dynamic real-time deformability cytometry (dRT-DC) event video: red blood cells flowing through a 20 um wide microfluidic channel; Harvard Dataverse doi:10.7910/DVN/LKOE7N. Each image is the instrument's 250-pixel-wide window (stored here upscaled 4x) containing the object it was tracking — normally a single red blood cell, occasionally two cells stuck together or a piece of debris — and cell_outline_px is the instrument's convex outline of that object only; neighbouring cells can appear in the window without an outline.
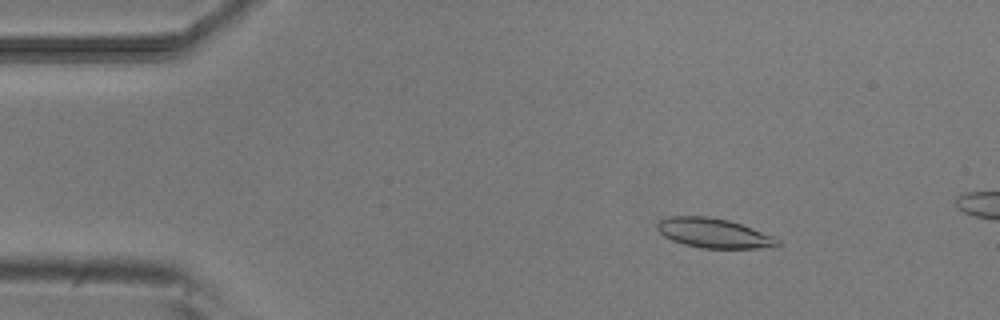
{"species": "common noctule bat (a hibernating species)", "species_latin": "Nyctalus noctula", "temperature_condition": "room temperature", "stored_images_in_passage": 53, "camera_frame_rate_fps": 3000, "um_per_image_px": 0.085, "animal": {"sex": "male", "body_mass_g": 20.5, "forearm_length_mm": 52.5}, "frame": {"image": 1, "passage_image": 8, "time_ms": 2.333, "image_size_px": [1000, 320], "cell_outline_px": [[780, 244], [772, 248], [704, 248], [684, 244], [672, 240], [664, 236], [656, 228], [656, 224], [660, 220], [668, 216], [708, 216], [728, 220], [752, 228], [772, 236], [780, 240]], "centroid_in_image_um": [60.66, 19.81], "position_along_channel_um": 24.3, "area_um2": 20.69}}
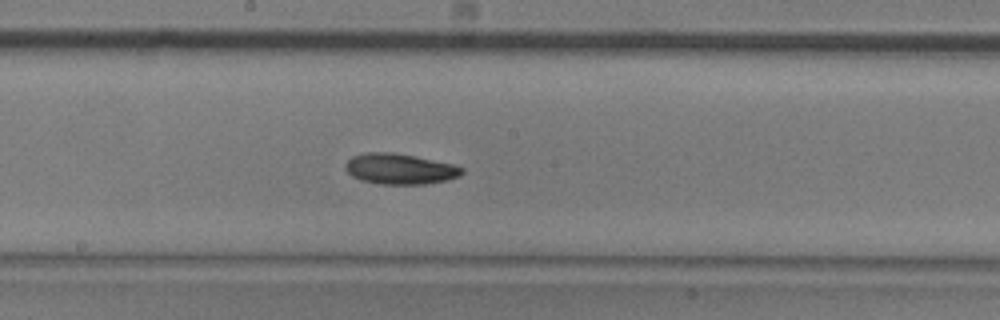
{"frame": {"image": 2, "passage_image": 28, "time_ms": 9.0, "image_size_px": [1000, 320], "cell_outline_px": [[464, 172], [460, 176], [444, 180], [424, 184], [380, 184], [360, 180], [352, 176], [344, 168], [348, 160], [352, 156], [364, 152], [392, 152], [416, 156], [452, 164], [464, 168]], "centroid_in_image_um": [33.97, 14.35], "position_along_channel_um": 214.2, "area_um2": 20.81}}
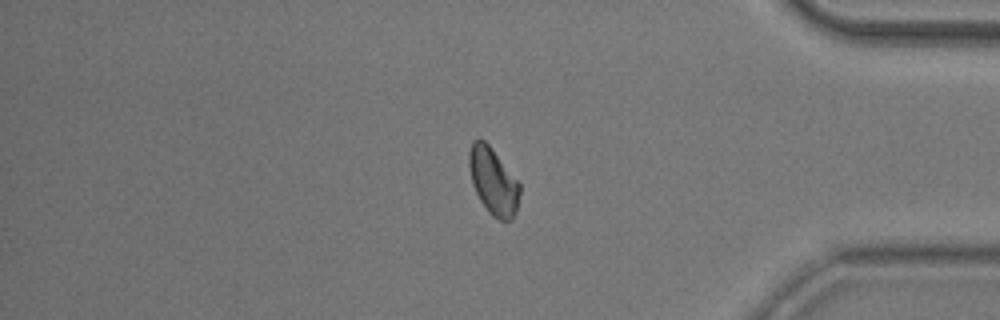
{"frame": {"image": 3, "passage_image": 44, "time_ms": 14.333, "image_size_px": [1000, 320], "cell_outline_px": [[520, 192], [516, 212], [512, 220], [500, 220], [492, 216], [488, 212], [480, 200], [472, 184], [468, 164], [468, 152], [472, 140], [484, 140], [492, 148], [520, 184]], "centroid_in_image_um": [41.91, 15.41], "position_along_channel_um": 393.3, "area_um2": 19.71}, "authors_computed_cell_mechanics": {"area_um2": 19.941, "velocity_mm_per_s": 3.856, "shape_relaxation_time_tau1_ms": 3.9348, "shape_relaxation_time_tau2_ms": 7.986, "deformation_change_tau1": 0.1146, "deformation_change_tau2": 0.1338}}